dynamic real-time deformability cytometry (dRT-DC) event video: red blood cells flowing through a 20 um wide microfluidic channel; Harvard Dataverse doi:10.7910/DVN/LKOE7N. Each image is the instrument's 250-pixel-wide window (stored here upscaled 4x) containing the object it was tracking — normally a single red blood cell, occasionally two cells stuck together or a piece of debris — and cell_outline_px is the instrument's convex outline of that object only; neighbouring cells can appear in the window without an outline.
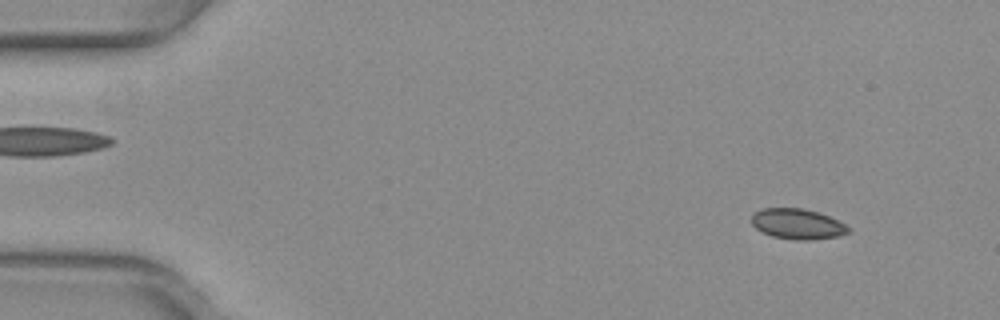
{"species": "common noctule bat (a hibernating species)", "species_latin": "Nyctalus noctula", "temperature_condition": "warm", "stored_images_in_passage": 12, "camera_frame_rate_fps": 3000, "um_per_image_px": 0.085, "animal": {"sex": "female", "body_mass_g": 29.2, "forearm_length_mm": 56.3}, "frame": {"image": 1, "passage_image": 5, "time_ms": 1.333, "image_size_px": [1000, 320], "cell_outline_px": [[848, 232], [836, 236], [808, 240], [792, 240], [772, 236], [756, 228], [752, 224], [752, 216], [756, 212], [764, 208], [804, 208], [828, 216], [844, 224], [848, 228]], "centroid_in_image_um": [67.75, 19.04], "position_along_channel_um": 17.3, "area_um2": 16.76}}